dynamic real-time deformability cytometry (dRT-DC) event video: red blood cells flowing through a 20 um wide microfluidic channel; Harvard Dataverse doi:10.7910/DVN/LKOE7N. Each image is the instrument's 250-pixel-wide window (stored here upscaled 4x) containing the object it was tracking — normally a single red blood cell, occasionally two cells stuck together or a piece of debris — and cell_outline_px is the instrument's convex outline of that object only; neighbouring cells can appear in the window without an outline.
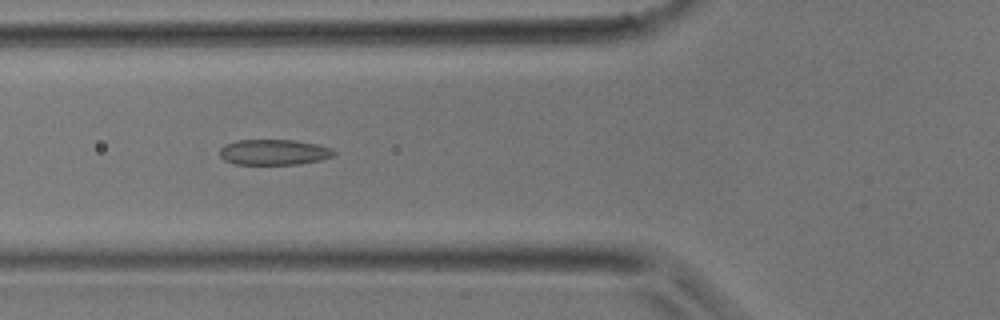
{"species": "common noctule bat (a hibernating species)", "species_latin": "Nyctalus noctula", "temperature_condition": "room temperature", "stored_images_in_passage": 24, "camera_frame_rate_fps": 3000, "um_per_image_px": 0.085, "animal": {"sex": "male", "body_mass_g": 17.9}, "frame": {"image": 1, "passage_image": 4, "time_ms": 1.0, "image_size_px": [1000, 320], "cell_outline_px": [[336, 152], [332, 156], [320, 160], [296, 164], [232, 164], [224, 160], [220, 156], [220, 148], [224, 144], [236, 140], [292, 140], [316, 144], [332, 148]], "centroid_in_image_um": [23.24, 12.93], "position_along_channel_um": 102.6, "area_um2": 16.99}}
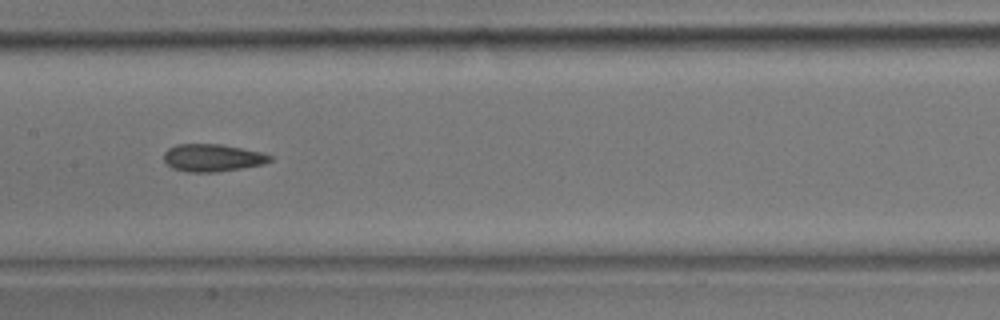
{"frame": {"image": 2, "passage_image": 9, "time_ms": 2.667, "image_size_px": [1000, 320], "cell_outline_px": [[272, 160], [260, 164], [240, 168], [216, 172], [188, 172], [172, 168], [164, 160], [164, 152], [168, 148], [176, 144], [220, 144], [264, 152], [272, 156]], "centroid_in_image_um": [18.04, 13.4], "position_along_channel_um": 189.4, "area_um2": 16.94}}
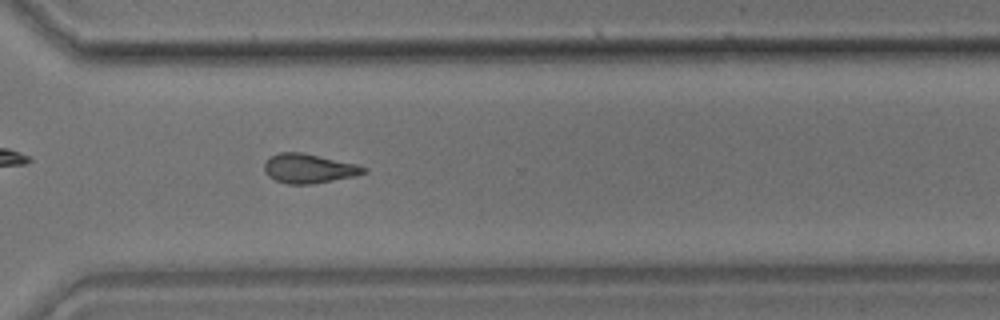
{"frame": {"image": 3, "passage_image": 18, "time_ms": 5.667, "image_size_px": [1000, 320], "cell_outline_px": [[368, 172], [356, 176], [312, 184], [288, 184], [276, 180], [268, 176], [264, 172], [264, 164], [272, 156], [280, 152], [300, 152], [356, 164], [368, 168]], "centroid_in_image_um": [26.27, 14.33], "position_along_channel_um": 344.3, "area_um2": 16.88}}